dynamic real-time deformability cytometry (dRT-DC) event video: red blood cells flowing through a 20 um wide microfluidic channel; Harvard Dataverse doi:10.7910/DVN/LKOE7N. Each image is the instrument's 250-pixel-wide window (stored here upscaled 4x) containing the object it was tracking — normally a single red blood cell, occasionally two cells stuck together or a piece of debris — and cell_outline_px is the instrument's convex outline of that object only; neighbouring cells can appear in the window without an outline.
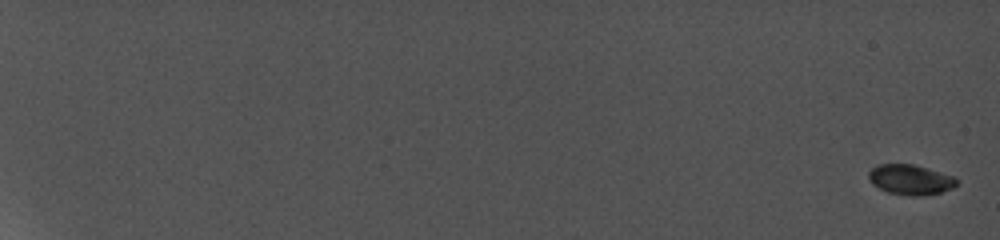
{"species": "common noctule bat (a hibernating species)", "species_latin": "Nyctalus noctula", "temperature_condition": "cold", "stored_images_in_passage": 15, "camera_frame_rate_fps": 5000, "um_per_image_px": 0.085, "animal": {"sex": "female", "body_mass_g": 19.0, "forearm_length_mm": 56.7}, "frame": {"image": 1, "passage_image": 1, "time_ms": 0.0, "image_size_px": [1000, 240], "cell_outline_px": [[956, 184], [940, 192], [892, 192], [880, 188], [868, 176], [868, 172], [872, 168], [880, 164], [912, 164], [952, 176], [956, 180]], "centroid_in_image_um": [77.33, 15.18], "position_along_channel_um": 7.7, "area_um2": 13.87}}
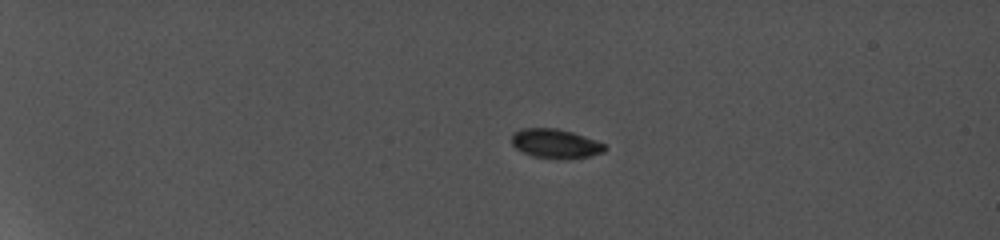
{"frame": {"image": 2, "passage_image": 7, "time_ms": 5.4, "image_size_px": [1000, 240], "cell_outline_px": [[604, 148], [600, 152], [588, 156], [536, 156], [524, 152], [516, 148], [512, 144], [512, 136], [516, 132], [524, 128], [552, 128], [572, 132], [604, 144]], "centroid_in_image_um": [47.14, 12.15], "position_along_channel_um": 37.9, "area_um2": 14.57}}
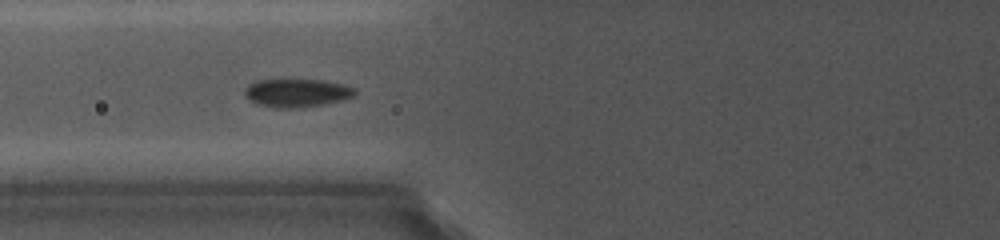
{"frame": {"image": 3, "passage_image": 12, "time_ms": 9.8, "image_size_px": [1000, 240], "cell_outline_px": [[356, 92], [352, 96], [340, 100], [320, 104], [296, 108], [276, 108], [260, 104], [252, 100], [244, 92], [252, 84], [260, 80], [280, 76], [324, 80], [340, 84], [352, 88]], "centroid_in_image_um": [25.21, 7.83], "position_along_channel_um": 100.6, "area_um2": 18.21}}